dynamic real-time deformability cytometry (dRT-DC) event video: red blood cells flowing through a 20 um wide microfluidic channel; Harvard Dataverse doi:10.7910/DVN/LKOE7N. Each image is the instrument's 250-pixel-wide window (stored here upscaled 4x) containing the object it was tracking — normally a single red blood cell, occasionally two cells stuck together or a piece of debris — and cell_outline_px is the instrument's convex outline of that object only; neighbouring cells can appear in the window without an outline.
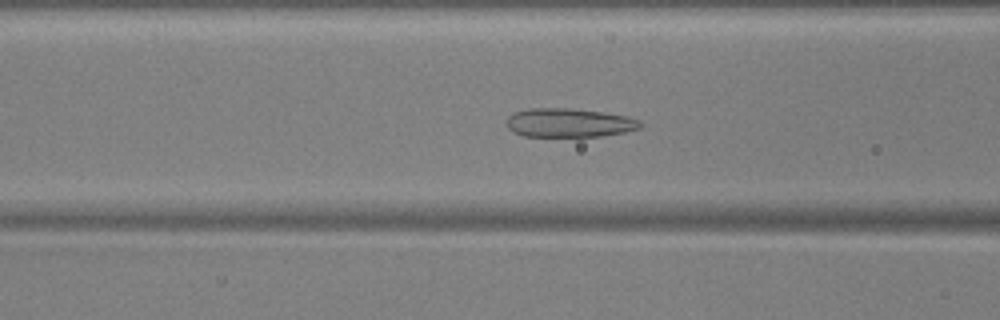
{"species": "common noctule bat (a hibernating species)", "species_latin": "Nyctalus noctula", "temperature_condition": "warm", "stored_images_in_passage": 53, "camera_frame_rate_fps": 3000, "um_per_image_px": 0.085, "animal": {"sex": "male", "body_mass_g": 17.9, "forearm_length_mm": 54.2}, "frame": {"image": 1, "passage_image": 22, "time_ms": 7.0, "image_size_px": [1000, 320], "cell_outline_px": [[644, 124], [640, 128], [624, 132], [600, 136], [524, 136], [512, 132], [504, 124], [508, 116], [512, 112], [528, 108], [568, 108], [604, 112], [628, 116], [640, 120]], "centroid_in_image_um": [48.34, 10.43], "position_along_channel_um": 118.3, "area_um2": 22.77}}
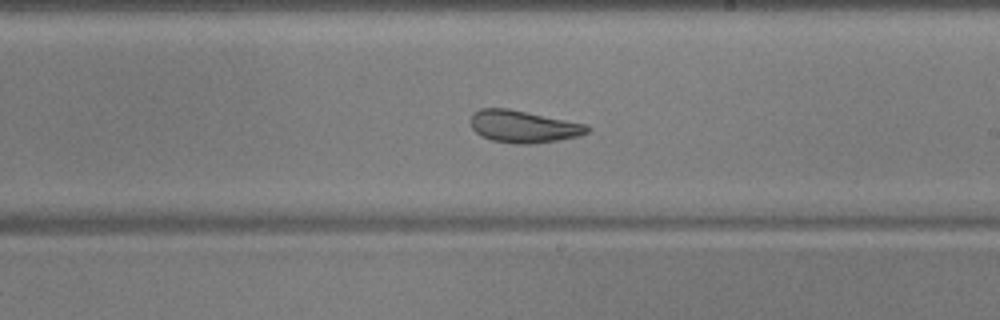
{"frame": {"image": 2, "passage_image": 32, "time_ms": 10.333, "image_size_px": [1000, 320], "cell_outline_px": [[592, 128], [588, 132], [580, 136], [532, 144], [516, 144], [492, 140], [480, 136], [472, 128], [472, 112], [480, 108], [508, 108], [588, 124]], "centroid_in_image_um": [44.51, 10.75], "position_along_channel_um": 244.5, "area_um2": 22.02}}
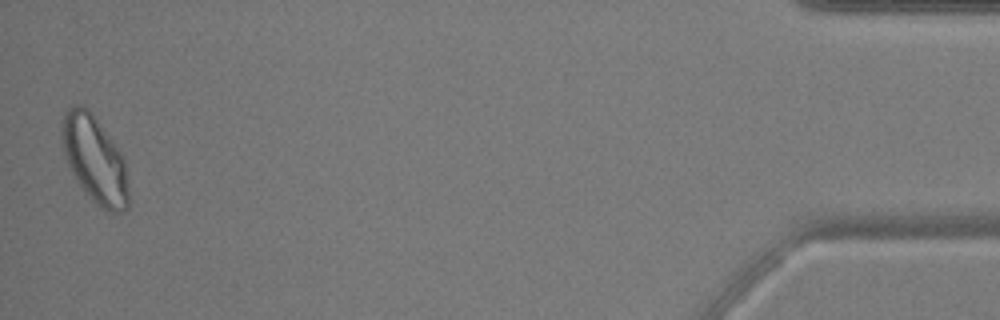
{"frame": {"image": 3, "passage_image": 53, "time_ms": 17.333, "image_size_px": [1000, 320], "cell_outline_px": [[128, 208], [120, 212], [108, 212], [96, 204], [84, 192], [72, 172], [68, 164], [64, 152], [64, 116], [68, 108], [76, 104], [80, 104], [88, 108], [92, 112], [120, 152], [124, 160], [128, 188]], "centroid_in_image_um": [8.08, 13.59], "position_along_channel_um": 427.1, "area_um2": 33.0}, "authors_computed_cell_mechanics": {"area_um2": 25.721, "velocity_mm_per_s": 3.7876, "shape_relaxation_time_tau1_ms": 4.9969, "shape_relaxation_time_tau2_ms": 1.3185, "deformation_change_tau1": 0.1347, "deformation_change_tau2": 0.0772}}